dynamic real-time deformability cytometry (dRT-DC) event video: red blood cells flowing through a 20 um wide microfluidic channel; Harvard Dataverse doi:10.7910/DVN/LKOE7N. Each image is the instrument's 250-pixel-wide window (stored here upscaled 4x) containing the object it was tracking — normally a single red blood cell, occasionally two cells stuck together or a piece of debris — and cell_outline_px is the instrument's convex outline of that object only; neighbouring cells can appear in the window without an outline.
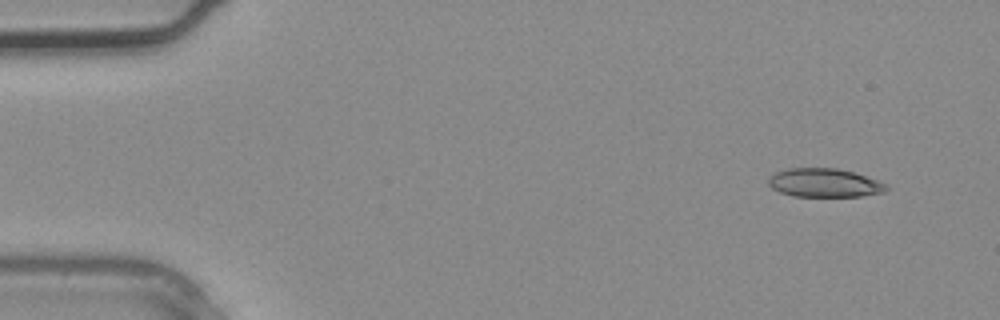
{"species": "common noctule bat (a hibernating species)", "species_latin": "Nyctalus noctula", "temperature_condition": "warm", "stored_images_in_passage": 3, "camera_frame_rate_fps": 3000, "um_per_image_px": 0.085, "animal": {"sex": "male", "body_mass_g": 20.4}, "frame": {"image": 1, "passage_image": 1, "time_ms": 0.0, "image_size_px": [1000, 320], "cell_outline_px": [[888, 188], [884, 192], [860, 196], [792, 196], [780, 192], [772, 188], [768, 184], [768, 176], [776, 172], [788, 168], [836, 168], [856, 172], [888, 184]], "centroid_in_image_um": [70.07, 15.53], "position_along_channel_um": 14.9, "area_um2": 19.83}}
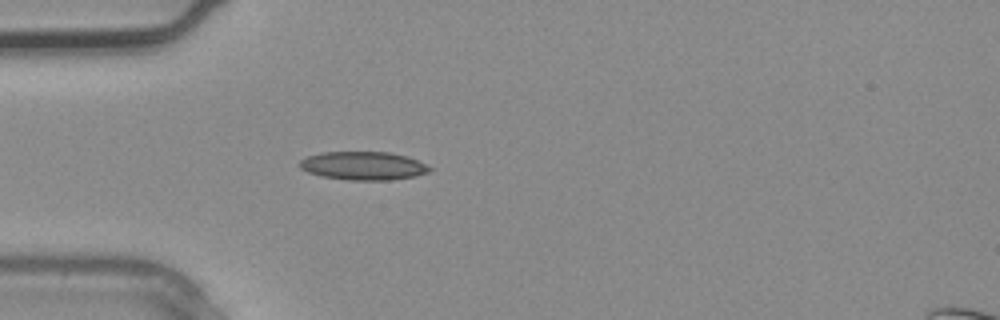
{"frame": {"image": 2, "passage_image": 3, "time_ms": 0.667, "image_size_px": [1000, 320], "cell_outline_px": [[432, 168], [428, 172], [416, 176], [388, 180], [348, 180], [320, 176], [308, 172], [300, 168], [300, 160], [308, 156], [320, 152], [392, 152], [408, 156]], "centroid_in_image_um": [30.87, 14.09], "position_along_channel_um": 54.1, "area_um2": 21.5}}